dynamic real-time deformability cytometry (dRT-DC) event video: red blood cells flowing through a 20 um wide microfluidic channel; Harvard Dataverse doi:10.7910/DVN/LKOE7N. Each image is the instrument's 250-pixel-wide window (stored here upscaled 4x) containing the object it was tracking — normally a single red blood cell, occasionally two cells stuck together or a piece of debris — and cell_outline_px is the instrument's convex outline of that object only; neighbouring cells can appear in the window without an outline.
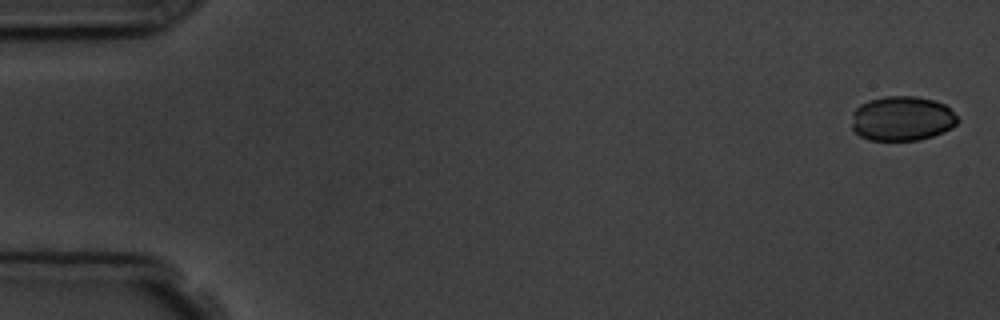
{"species": "common noctule bat (a hibernating species)", "species_latin": "Nyctalus noctula", "temperature_condition": "room temperature", "stored_images_in_passage": 6, "camera_frame_rate_fps": 3000, "um_per_image_px": 0.085, "animal": {"sex": "male", "body_mass_g": 19.5, "forearm_length_mm": 54.6}, "frame": {"image": 1, "passage_image": 1, "time_ms": 0.0, "image_size_px": [1000, 320], "cell_outline_px": [[960, 120], [952, 128], [944, 132], [920, 140], [868, 140], [860, 136], [852, 128], [852, 112], [860, 104], [868, 100], [884, 96], [916, 96], [936, 100], [944, 104]], "centroid_in_image_um": [76.67, 10.07], "position_along_channel_um": 8.3, "area_um2": 27.8}}